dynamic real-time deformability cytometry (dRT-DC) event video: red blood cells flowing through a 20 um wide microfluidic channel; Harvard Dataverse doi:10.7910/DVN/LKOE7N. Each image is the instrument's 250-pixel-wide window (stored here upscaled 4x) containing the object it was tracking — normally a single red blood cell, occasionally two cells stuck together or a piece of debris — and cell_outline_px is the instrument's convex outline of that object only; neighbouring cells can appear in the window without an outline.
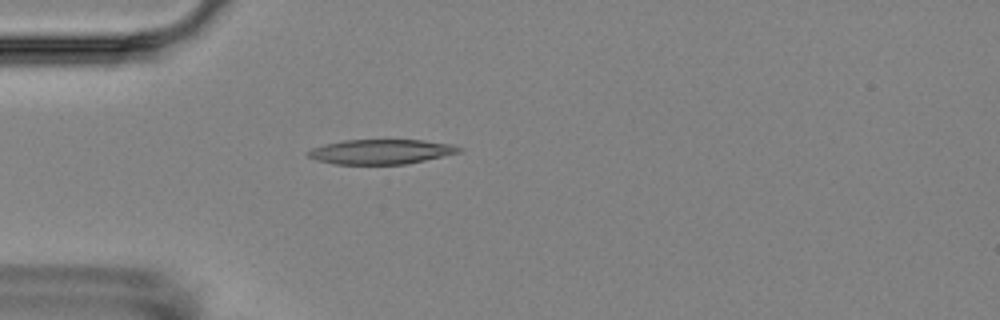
{"species": "Egyptian fruit bat (a non-hibernating species)", "species_latin": "Rousettus aegyptiacus", "temperature_condition": "room temperature", "stored_images_in_passage": 4, "camera_frame_rate_fps": 3000, "um_per_image_px": 0.085, "animal": {"sex": "female"}, "frame": {"image": 1, "passage_image": 4, "time_ms": 4.333, "image_size_px": [1000, 320], "cell_outline_px": [[464, 148], [460, 152], [424, 160], [404, 164], [336, 164], [316, 160], [308, 156], [308, 152], [312, 148], [324, 144], [344, 140], [424, 140], [452, 144]], "centroid_in_image_um": [32.4, 12.89], "position_along_channel_um": 52.6, "area_um2": 21.62}}